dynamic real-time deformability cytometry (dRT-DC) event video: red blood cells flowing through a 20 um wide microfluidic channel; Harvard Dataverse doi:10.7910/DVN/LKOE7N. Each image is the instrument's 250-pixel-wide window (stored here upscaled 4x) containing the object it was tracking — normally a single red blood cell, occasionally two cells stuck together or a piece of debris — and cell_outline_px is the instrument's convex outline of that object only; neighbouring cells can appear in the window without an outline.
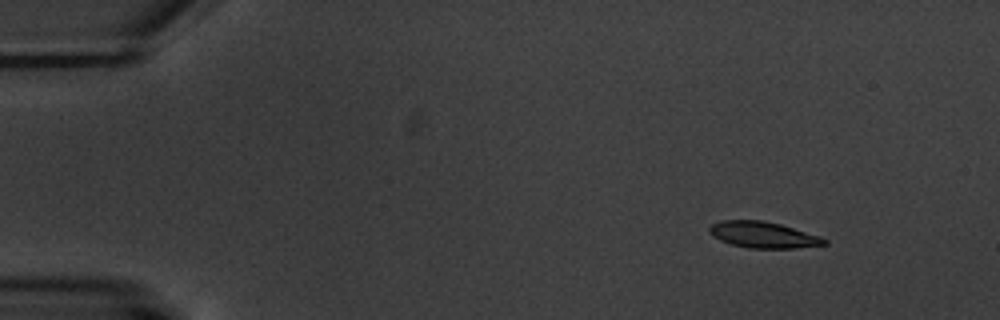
{"species": "common noctule bat (a hibernating species)", "species_latin": "Nyctalus noctula", "temperature_condition": "warm", "stored_images_in_passage": 7, "camera_frame_rate_fps": 3000, "um_per_image_px": 0.085, "animal": {"sex": "male", "body_mass_g": 20.1, "forearm_length_mm": 53.5}, "frame": {"image": 1, "passage_image": 1, "time_ms": 0.0, "image_size_px": [1000, 320], "cell_outline_px": [[828, 244], [792, 248], [748, 248], [732, 244], [720, 240], [712, 236], [708, 232], [708, 228], [712, 224], [720, 220], [760, 220], [780, 224], [820, 236], [828, 240]], "centroid_in_image_um": [64.84, 19.95], "position_along_channel_um": 20.2, "area_um2": 17.51}}
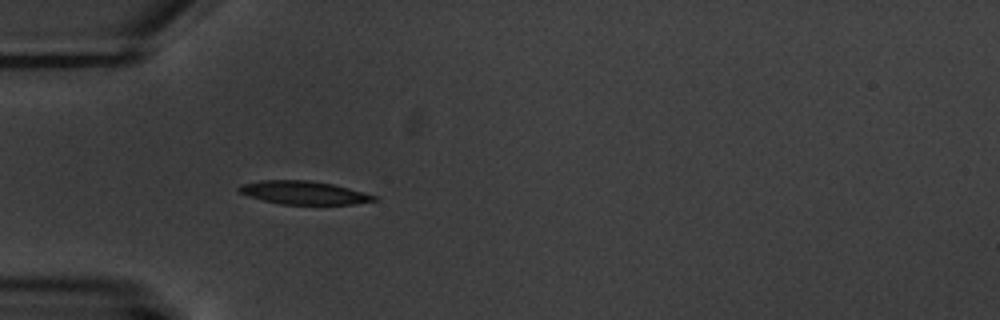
{"frame": {"image": 2, "passage_image": 4, "time_ms": 3.667, "image_size_px": [1000, 320], "cell_outline_px": [[376, 200], [352, 204], [280, 204], [248, 196], [240, 192], [236, 188], [240, 184], [260, 180], [308, 180], [332, 184], [364, 192], [376, 196]], "centroid_in_image_um": [25.77, 16.37], "position_along_channel_um": 59.2, "area_um2": 18.15}}